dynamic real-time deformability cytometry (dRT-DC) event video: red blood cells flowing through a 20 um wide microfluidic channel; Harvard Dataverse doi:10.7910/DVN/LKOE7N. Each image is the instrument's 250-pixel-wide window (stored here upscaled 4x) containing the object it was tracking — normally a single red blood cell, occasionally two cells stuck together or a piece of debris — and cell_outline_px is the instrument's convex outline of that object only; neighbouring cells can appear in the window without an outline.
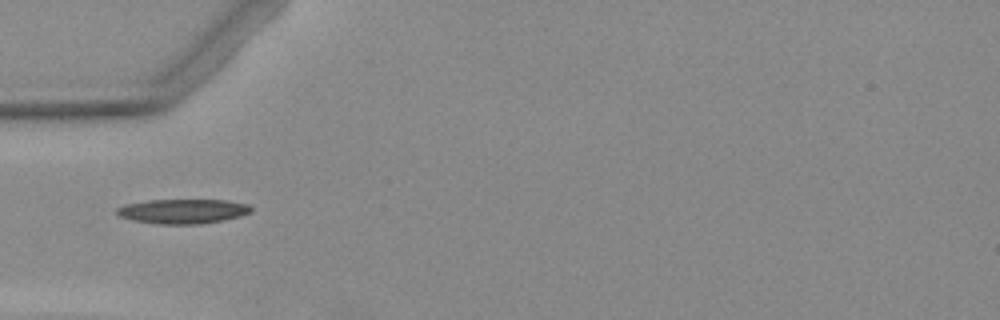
{"species": "Egyptian fruit bat (a non-hibernating species)", "species_latin": "Rousettus aegyptiacus", "temperature_condition": "warm", "stored_images_in_passage": 3, "camera_frame_rate_fps": 3000, "um_per_image_px": 0.085, "animal": {"sex": "female"}, "frame": {"image": 1, "passage_image": 1, "time_ms": 0.0, "image_size_px": [1000, 320], "cell_outline_px": [[252, 212], [240, 216], [224, 220], [200, 224], [156, 224], [132, 220], [120, 216], [116, 212], [116, 208], [124, 204], [148, 200], [228, 200], [248, 204], [252, 208]], "centroid_in_image_um": [15.54, 17.96], "position_along_channel_um": 69.5, "area_um2": 19.36}}
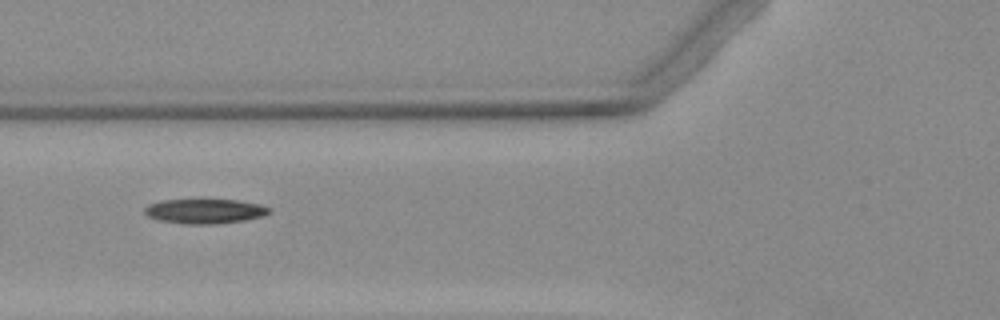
{"frame": {"image": 2, "passage_image": 2, "time_ms": 1.0, "image_size_px": [1000, 320], "cell_outline_px": [[272, 212], [264, 216], [244, 220], [212, 224], [184, 224], [160, 220], [148, 216], [144, 212], [144, 208], [148, 204], [160, 200], [200, 196], [236, 200], [260, 204], [272, 208]], "centroid_in_image_um": [17.4, 17.89], "position_along_channel_um": 108.4, "area_um2": 19.02}}
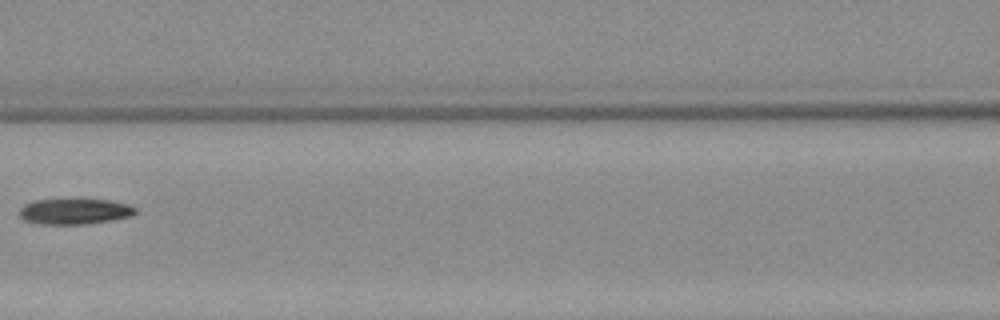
{"frame": {"image": 3, "passage_image": 3, "time_ms": 2.333, "image_size_px": [1000, 320], "cell_outline_px": [[136, 212], [132, 216], [112, 220], [84, 224], [40, 224], [24, 220], [20, 216], [20, 208], [24, 204], [36, 200], [108, 200], [128, 204], [136, 208]], "centroid_in_image_um": [6.35, 17.98], "position_along_channel_um": 160.3, "area_um2": 17.17}}